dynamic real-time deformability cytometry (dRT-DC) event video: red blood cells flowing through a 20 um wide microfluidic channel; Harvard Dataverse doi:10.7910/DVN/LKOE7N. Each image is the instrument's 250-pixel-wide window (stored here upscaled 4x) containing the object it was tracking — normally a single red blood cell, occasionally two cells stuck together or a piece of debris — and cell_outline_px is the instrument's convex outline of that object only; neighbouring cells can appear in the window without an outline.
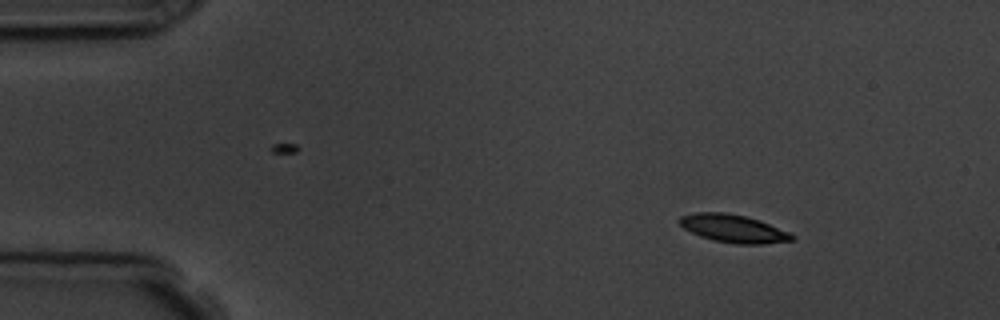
{"species": "common noctule bat (a hibernating species)", "species_latin": "Nyctalus noctula", "temperature_condition": "room temperature", "stored_images_in_passage": 5, "camera_frame_rate_fps": 3000, "um_per_image_px": 0.085, "animal": {"sex": "male", "body_mass_g": 19.5, "forearm_length_mm": 54.6}, "frame": {"image": 1, "passage_image": 3, "time_ms": 2.333, "image_size_px": [1000, 320], "cell_outline_px": [[796, 240], [764, 244], [736, 244], [712, 240], [700, 236], [684, 228], [676, 220], [680, 216], [696, 212], [724, 212], [744, 216], [760, 220], [788, 232], [796, 236]], "centroid_in_image_um": [62.33, 19.43], "position_along_channel_um": 22.7, "area_um2": 18.38}}